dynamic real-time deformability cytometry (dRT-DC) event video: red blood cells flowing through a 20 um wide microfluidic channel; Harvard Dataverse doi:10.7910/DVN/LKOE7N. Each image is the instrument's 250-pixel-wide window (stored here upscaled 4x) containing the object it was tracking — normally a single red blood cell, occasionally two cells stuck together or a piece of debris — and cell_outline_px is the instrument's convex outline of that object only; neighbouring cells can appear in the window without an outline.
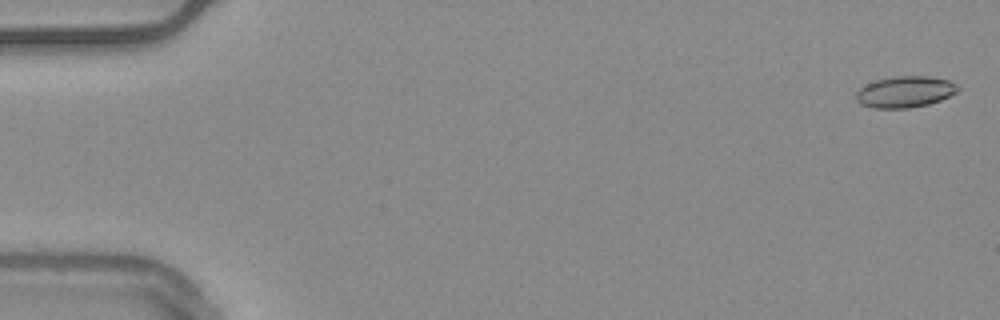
{"species": "common noctule bat (a hibernating species)", "species_latin": "Nyctalus noctula", "temperature_condition": "warm", "stored_images_in_passage": 55, "camera_frame_rate_fps": 3000, "um_per_image_px": 0.085, "animal": {"sex": "male", "body_mass_g": 20.4}, "frame": {"image": 1, "passage_image": 2, "time_ms": 0.333, "image_size_px": [1000, 320], "cell_outline_px": [[960, 88], [956, 92], [940, 100], [928, 104], [908, 108], [876, 108], [860, 104], [856, 100], [856, 92], [860, 88], [876, 80], [892, 76], [928, 76], [948, 80], [956, 84]], "centroid_in_image_um": [76.92, 7.8], "position_along_channel_um": 8.1, "area_um2": 18.44}}
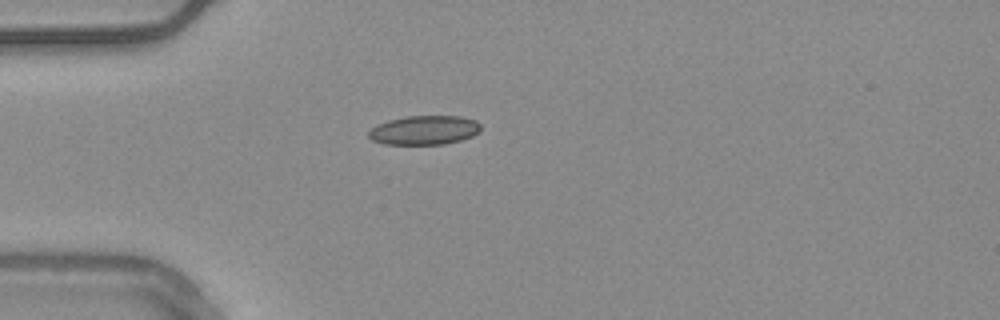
{"frame": {"image": 2, "passage_image": 16, "time_ms": 5.0, "image_size_px": [1000, 320], "cell_outline_px": [[480, 132], [472, 136], [460, 140], [444, 144], [384, 144], [372, 140], [368, 136], [368, 132], [376, 124], [388, 120], [408, 116], [460, 116], [476, 120], [480, 124]], "centroid_in_image_um": [36.06, 11.06], "position_along_channel_um": 48.9, "area_um2": 19.07}}
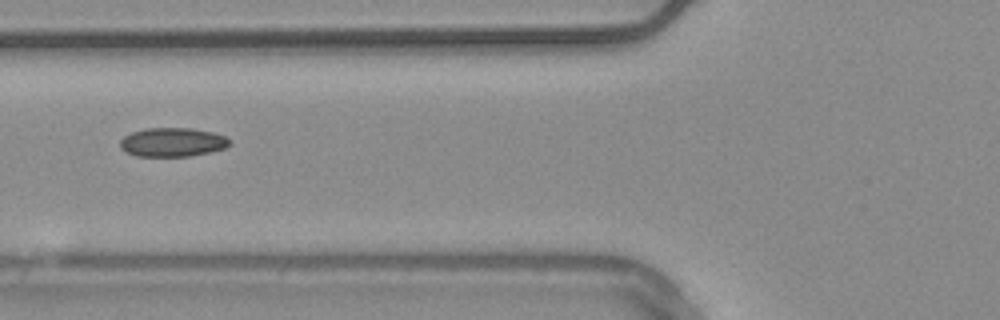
{"frame": {"image": 3, "passage_image": 22, "time_ms": 7.0, "image_size_px": [1000, 320], "cell_outline_px": [[232, 140], [224, 148], [208, 152], [188, 156], [136, 156], [120, 148], [120, 140], [124, 136], [132, 132], [144, 128], [192, 128], [212, 132], [224, 136]], "centroid_in_image_um": [14.63, 12.08], "position_along_channel_um": 111.2, "area_um2": 18.32}, "authors_computed_cell_mechanics": {"area_um2": 18.0914, "velocity_mm_per_s": 3.7644, "shape_relaxation_time_tau1_ms": null, "shape_relaxation_time_tau2_ms": 5.4432, "deformation_change_tau1": null, "deformation_change_tau2": 0.0985}}